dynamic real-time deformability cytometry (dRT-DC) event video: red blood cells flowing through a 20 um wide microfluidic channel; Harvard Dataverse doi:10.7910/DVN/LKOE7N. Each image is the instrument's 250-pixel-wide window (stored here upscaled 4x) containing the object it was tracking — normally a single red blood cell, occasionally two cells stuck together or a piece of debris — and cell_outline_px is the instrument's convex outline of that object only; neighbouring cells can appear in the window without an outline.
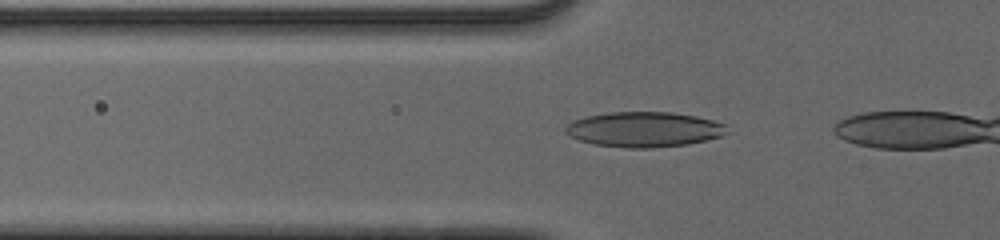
{"species": "human", "species_latin": "Homo sapiens", "temperature_condition": "cold", "stored_images_in_passage": 6, "camera_frame_rate_fps": 3000, "um_per_image_px": 0.085, "donor": {"sex": "male"}, "frame": {"image": 1, "passage_image": 3, "time_ms": 0.667, "image_size_px": [1000, 240], "cell_outline_px": [[728, 132], [720, 136], [688, 144], [652, 148], [628, 148], [596, 144], [580, 140], [564, 132], [564, 128], [568, 124], [576, 120], [588, 116], [612, 112], [672, 112], [696, 116], [712, 120], [724, 124]], "centroid_in_image_um": [54.76, 11.0], "position_along_channel_um": 71.0, "area_um2": 32.71}}